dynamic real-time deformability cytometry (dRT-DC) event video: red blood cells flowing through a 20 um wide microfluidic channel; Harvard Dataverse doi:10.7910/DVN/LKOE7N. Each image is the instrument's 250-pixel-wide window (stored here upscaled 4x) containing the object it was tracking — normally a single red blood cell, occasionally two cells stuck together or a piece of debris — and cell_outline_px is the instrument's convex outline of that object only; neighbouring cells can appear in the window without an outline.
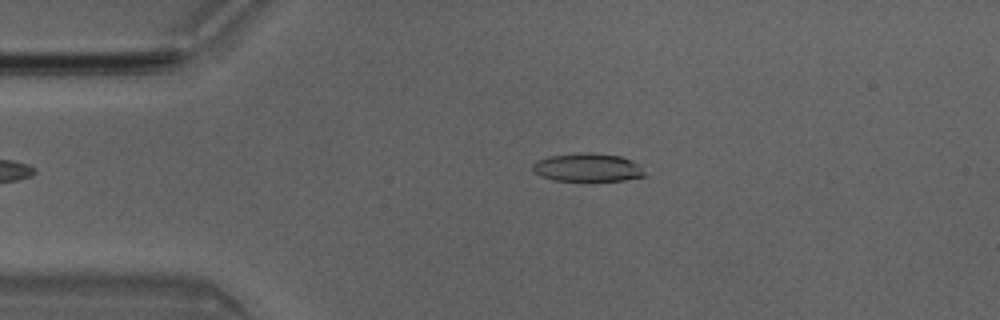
{"species": "Egyptian fruit bat (a non-hibernating species)", "species_latin": "Rousettus aegyptiacus", "temperature_condition": "room temperature", "stored_images_in_passage": 49, "camera_frame_rate_fps": 3000, "um_per_image_px": 0.085, "animal": {"sex": "male"}, "frame": {"image": 1, "passage_image": 9, "time_ms": 2.667, "image_size_px": [1000, 320], "cell_outline_px": [[648, 176], [624, 180], [552, 180], [540, 176], [532, 172], [532, 164], [536, 160], [548, 156], [584, 152], [592, 152], [620, 156], [632, 160]], "centroid_in_image_um": [49.89, 14.23], "position_along_channel_um": 35.1, "area_um2": 18.5}}
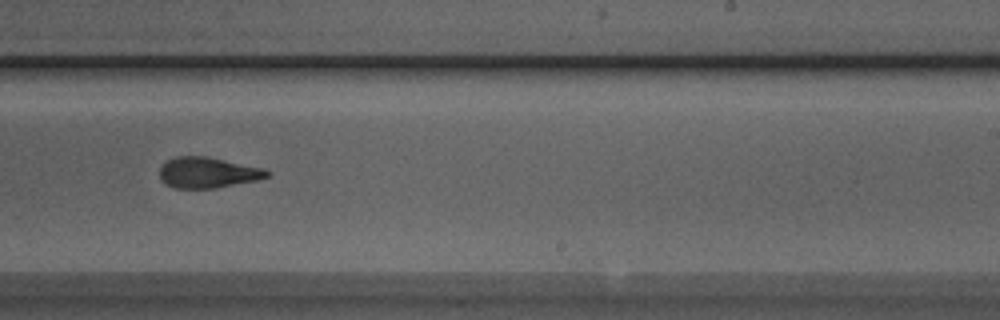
{"frame": {"image": 2, "passage_image": 29, "time_ms": 9.333, "image_size_px": [1000, 320], "cell_outline_px": [[272, 172], [268, 176], [256, 180], [216, 188], [172, 188], [164, 184], [160, 180], [160, 168], [168, 160], [176, 156], [208, 156], [264, 168]], "centroid_in_image_um": [17.65, 14.67], "position_along_channel_um": 271.3, "area_um2": 19.36}}
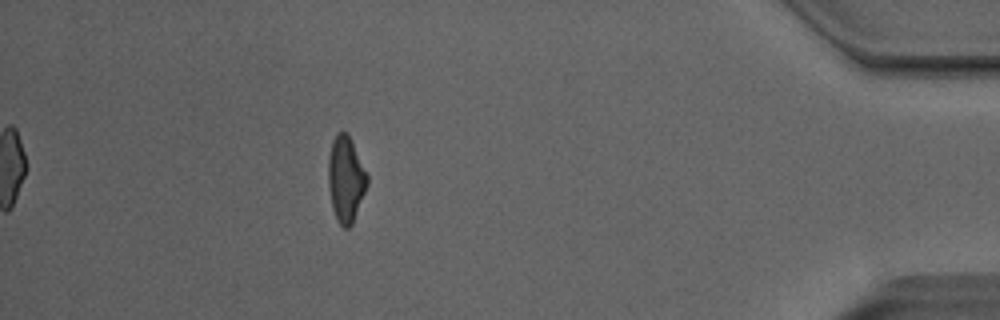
{"frame": {"image": 3, "passage_image": 43, "time_ms": 14.0, "image_size_px": [1000, 320], "cell_outline_px": [[368, 184], [352, 224], [348, 228], [344, 228], [336, 220], [332, 208], [328, 188], [328, 160], [332, 140], [336, 132], [348, 132], [368, 176]], "centroid_in_image_um": [29.38, 15.22], "position_along_channel_um": 405.8, "area_um2": 19.59}, "authors_computed_cell_mechanics": {"area_um2": 19.652, "velocity_mm_per_s": 4.0745, "shape_relaxation_time_tau1_ms": 7.6281, "shape_relaxation_time_tau2_ms": 2.5393, "deformation_change_tau1": 0.2075, "deformation_change_tau2": 0.1095}}